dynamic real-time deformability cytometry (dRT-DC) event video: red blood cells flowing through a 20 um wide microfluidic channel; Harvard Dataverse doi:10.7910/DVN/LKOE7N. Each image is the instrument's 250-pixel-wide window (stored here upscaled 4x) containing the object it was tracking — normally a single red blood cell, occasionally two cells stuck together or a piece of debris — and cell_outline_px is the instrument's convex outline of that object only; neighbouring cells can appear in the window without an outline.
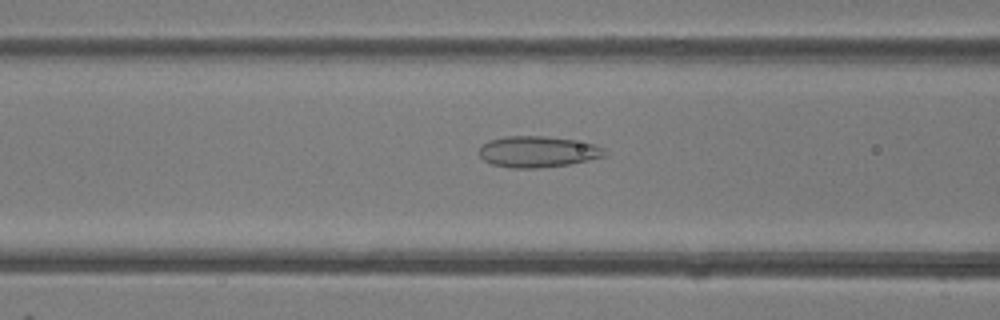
{"species": "common noctule bat (a hibernating species)", "species_latin": "Nyctalus noctula", "temperature_condition": "room temperature", "stored_images_in_passage": 48, "camera_frame_rate_fps": 3000, "um_per_image_px": 0.085, "animal": {"sex": "female"}, "frame": {"image": 1, "passage_image": 19, "time_ms": 6.0, "image_size_px": [1000, 320], "cell_outline_px": [[608, 156], [568, 164], [536, 168], [512, 168], [492, 164], [484, 160], [480, 156], [480, 148], [488, 140], [504, 136], [544, 136], [572, 140], [592, 144], [604, 148], [608, 152]], "centroid_in_image_um": [45.72, 12.9], "position_along_channel_um": 120.9, "area_um2": 22.66}}
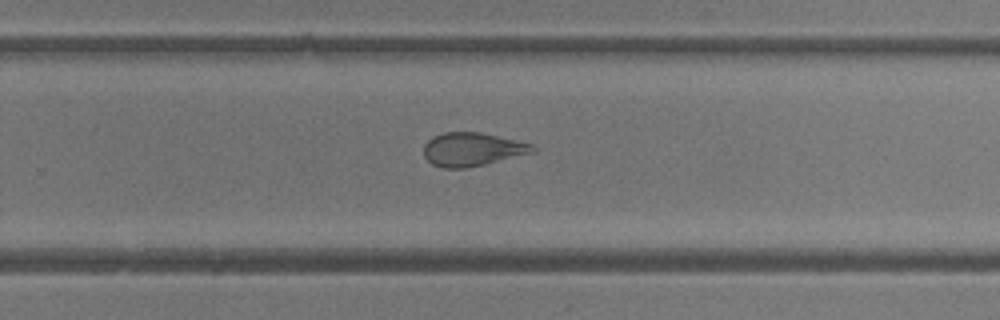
{"frame": {"image": 2, "passage_image": 31, "time_ms": 10.0, "image_size_px": [1000, 320], "cell_outline_px": [[536, 152], [484, 164], [464, 168], [444, 168], [432, 164], [424, 156], [424, 144], [432, 136], [444, 132], [480, 132], [532, 144], [536, 148]], "centroid_in_image_um": [40.13, 12.69], "position_along_channel_um": 289.7, "area_um2": 21.15}}
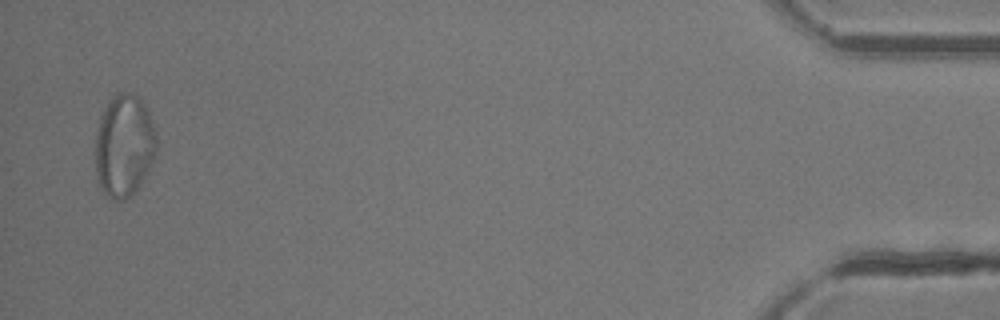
{"frame": {"image": 3, "passage_image": 47, "time_ms": 15.333, "image_size_px": [1000, 320], "cell_outline_px": [[156, 156], [140, 184], [132, 196], [124, 200], [112, 200], [104, 196], [100, 188], [96, 176], [96, 132], [100, 116], [104, 108], [112, 96], [116, 92], [132, 92], [144, 104], [152, 120], [156, 132]], "centroid_in_image_um": [10.54, 12.4], "position_along_channel_um": 424.7, "area_um2": 36.99}, "authors_computed_cell_mechanics": {"area_um2": 28.4087, "velocity_mm_per_s": 4.2211, "shape_relaxation_time_tau1_ms": null, "shape_relaxation_time_tau2_ms": 1.3541, "deformation_change_tau1": null, "deformation_change_tau2": 0.0887}}